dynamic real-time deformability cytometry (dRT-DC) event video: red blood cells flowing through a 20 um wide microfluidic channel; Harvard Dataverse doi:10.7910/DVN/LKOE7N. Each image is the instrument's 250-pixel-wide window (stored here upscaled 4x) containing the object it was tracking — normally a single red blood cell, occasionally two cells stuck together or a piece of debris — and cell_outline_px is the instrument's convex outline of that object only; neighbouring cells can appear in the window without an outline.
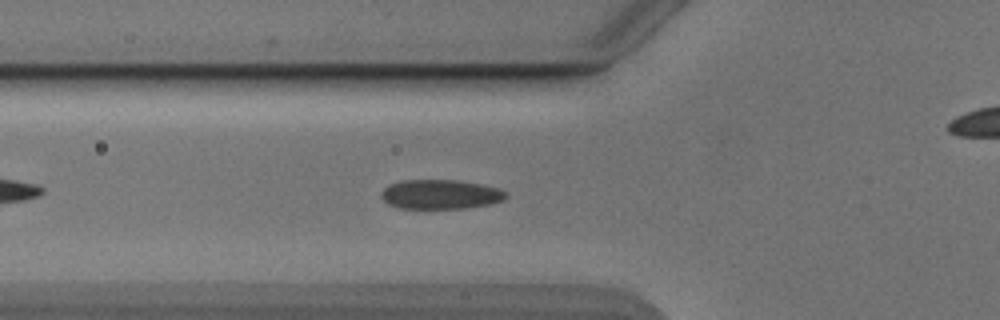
{"species": "Egyptian fruit bat (a non-hibernating species)", "species_latin": "Rousettus aegyptiacus", "temperature_condition": "cold", "stored_images_in_passage": 42, "camera_frame_rate_fps": 3000, "um_per_image_px": 0.085, "animal": {"sex": "male"}, "frame": {"image": 1, "passage_image": 7, "time_ms": 2.0, "image_size_px": [1000, 320], "cell_outline_px": [[508, 196], [504, 200], [492, 204], [468, 208], [400, 208], [388, 204], [380, 196], [380, 192], [388, 184], [400, 180], [456, 180], [480, 184], [500, 188], [508, 192]], "centroid_in_image_um": [37.46, 16.51], "position_along_channel_um": 88.3, "area_um2": 21.68}}
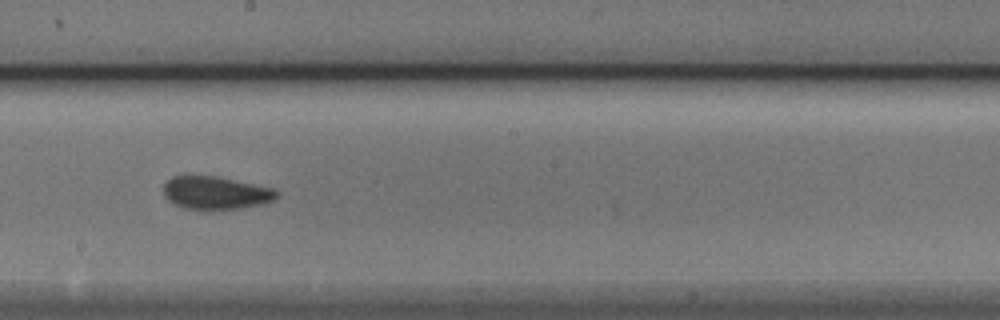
{"frame": {"image": 2, "passage_image": 18, "time_ms": 5.667, "image_size_px": [1000, 320], "cell_outline_px": [[280, 192], [276, 200], [264, 204], [240, 208], [212, 212], [208, 212], [184, 208], [172, 204], [164, 196], [164, 184], [172, 176], [216, 176], [272, 188]], "centroid_in_image_um": [18.34, 16.44], "position_along_channel_um": 229.9, "area_um2": 22.37}}
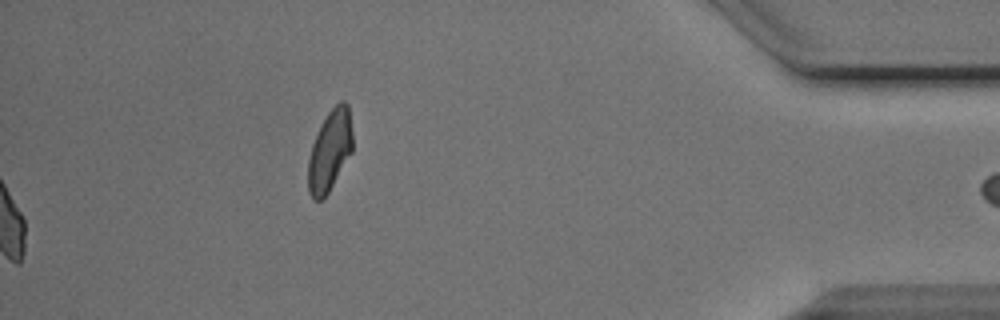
{"frame": {"image": 3, "passage_image": 42, "time_ms": 13.667, "image_size_px": [1000, 320], "cell_outline_px": [[352, 152], [328, 192], [320, 200], [312, 200], [308, 192], [308, 160], [312, 144], [320, 124], [328, 112], [340, 100], [344, 100], [348, 104], [352, 132]], "centroid_in_image_um": [28.02, 12.79], "position_along_channel_um": 407.2, "area_um2": 20.98}, "authors_computed_cell_mechanics": {"area_um2": 20.9814, "velocity_mm_per_s": 3.8484, "shape_relaxation_time_tau1_ms": 4.8997, "shape_relaxation_time_tau2_ms": 0.9275, "deformation_change_tau1": 0.1114, "deformation_change_tau2": 0.072}}